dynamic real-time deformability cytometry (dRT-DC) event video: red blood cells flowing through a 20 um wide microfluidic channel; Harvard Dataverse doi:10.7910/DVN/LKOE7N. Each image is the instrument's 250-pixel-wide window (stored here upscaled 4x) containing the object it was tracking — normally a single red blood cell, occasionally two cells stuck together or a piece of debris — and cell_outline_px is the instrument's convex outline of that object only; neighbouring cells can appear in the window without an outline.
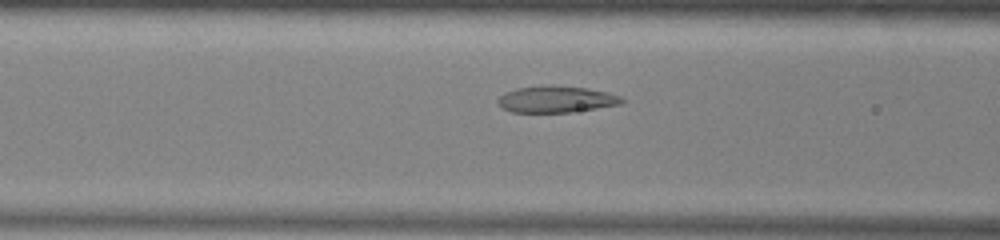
{"species": "common noctule bat (a hibernating species)", "species_latin": "Nyctalus noctula", "temperature_condition": "warm", "stored_images_in_passage": 42, "camera_frame_rate_fps": 3000, "um_per_image_px": 0.085, "animal": {"sex": "male", "body_mass_g": 13.0, "forearm_length_mm": 53.1}, "frame": {"image": 1, "passage_image": 20, "time_ms": 6.333, "image_size_px": [1000, 240], "cell_outline_px": [[624, 100], [620, 104], [572, 112], [512, 112], [496, 104], [496, 100], [504, 92], [516, 88], [584, 88], [608, 92], [620, 96]], "centroid_in_image_um": [47.25, 8.48], "position_along_channel_um": 119.3, "area_um2": 18.26}}
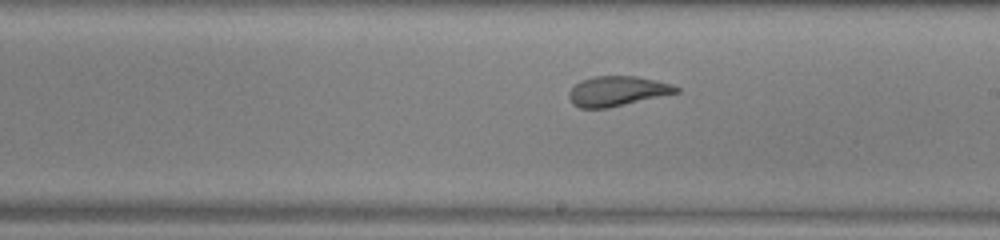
{"frame": {"image": 2, "passage_image": 29, "time_ms": 9.333, "image_size_px": [1000, 240], "cell_outline_px": [[680, 92], [608, 108], [580, 108], [572, 104], [568, 96], [568, 92], [580, 80], [592, 76], [636, 76], [656, 80], [672, 84], [680, 88]], "centroid_in_image_um": [52.45, 7.74], "position_along_channel_um": 236.5, "area_um2": 18.79}}
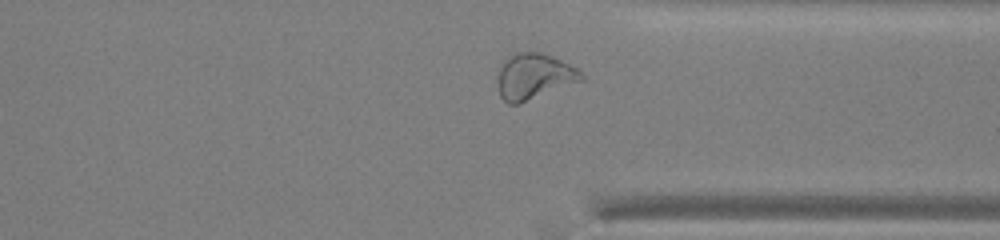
{"frame": {"image": 3, "passage_image": 39, "time_ms": 12.667, "image_size_px": [1000, 240], "cell_outline_px": [[584, 80], [520, 104], [508, 104], [500, 96], [500, 68], [516, 52], [540, 52], [552, 56], [576, 68], [584, 76]], "centroid_in_image_um": [45.45, 6.52], "position_along_channel_um": 366.0, "area_um2": 21.79}, "authors_computed_cell_mechanics": {"area_um2": 21.2704, "velocity_mm_per_s": 3.9131, "shape_relaxation_time_tau1_ms": null, "shape_relaxation_time_tau2_ms": 1.3812, "deformation_change_tau1": null, "deformation_change_tau2": 0.081}}